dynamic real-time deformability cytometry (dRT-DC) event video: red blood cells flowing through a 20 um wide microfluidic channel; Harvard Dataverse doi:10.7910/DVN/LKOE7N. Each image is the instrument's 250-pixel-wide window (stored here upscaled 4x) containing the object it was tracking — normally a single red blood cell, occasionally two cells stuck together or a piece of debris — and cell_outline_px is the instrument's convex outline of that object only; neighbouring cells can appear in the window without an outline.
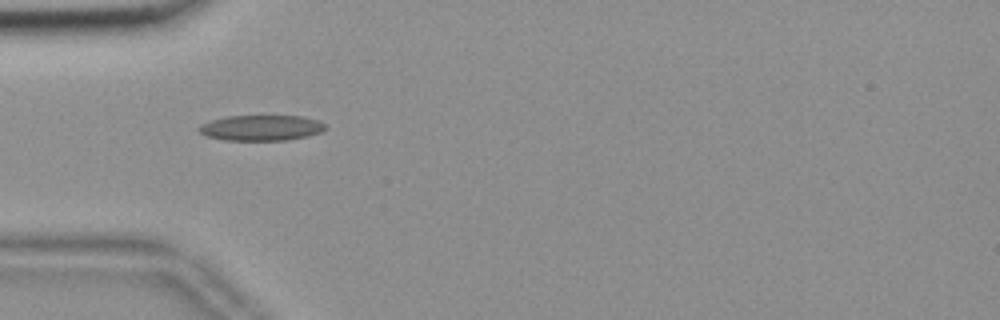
{"species": "common noctule bat (a hibernating species)", "species_latin": "Nyctalus noctula", "temperature_condition": "room temperature", "stored_images_in_passage": 39, "camera_frame_rate_fps": 3000, "um_per_image_px": 0.085, "animal": {"sex": "female", "body_mass_g": 18.4}, "frame": {"image": 1, "passage_image": 1, "time_ms": 0.0, "image_size_px": [1000, 320], "cell_outline_px": [[328, 128], [320, 132], [308, 136], [284, 140], [224, 140], [208, 136], [200, 132], [196, 128], [200, 124], [212, 120], [228, 116], [304, 116], [316, 120], [324, 124]], "centroid_in_image_um": [22.2, 10.86], "position_along_channel_um": 62.8, "area_um2": 18.73}}
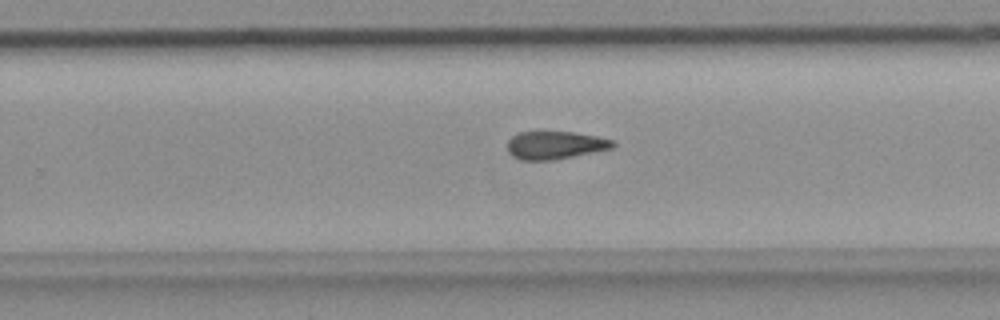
{"frame": {"image": 2, "passage_image": 19, "time_ms": 6.0, "image_size_px": [1000, 320], "cell_outline_px": [[616, 144], [612, 148], [552, 160], [520, 160], [512, 156], [508, 152], [508, 140], [516, 132], [576, 132], [616, 140]], "centroid_in_image_um": [47.18, 12.33], "position_along_channel_um": 282.6, "area_um2": 17.17}}
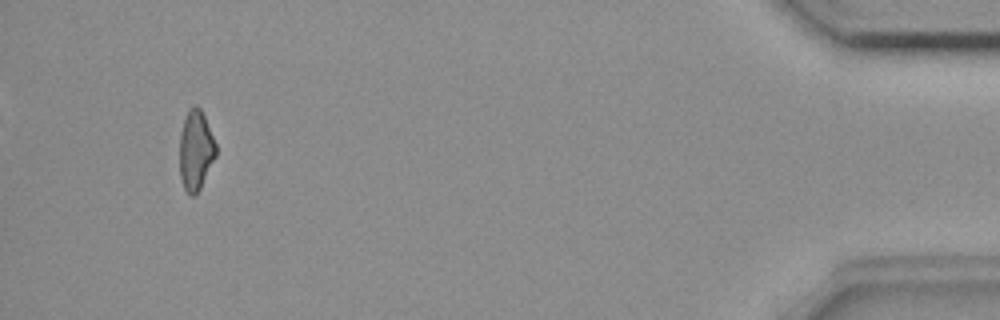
{"frame": {"image": 3, "passage_image": 36, "time_ms": 11.667, "image_size_px": [1000, 320], "cell_outline_px": [[216, 156], [200, 188], [192, 196], [184, 188], [180, 176], [180, 132], [184, 116], [188, 108], [196, 104], [200, 108], [204, 116], [216, 144]], "centroid_in_image_um": [16.62, 12.72], "position_along_channel_um": 418.6, "area_um2": 16.82}}